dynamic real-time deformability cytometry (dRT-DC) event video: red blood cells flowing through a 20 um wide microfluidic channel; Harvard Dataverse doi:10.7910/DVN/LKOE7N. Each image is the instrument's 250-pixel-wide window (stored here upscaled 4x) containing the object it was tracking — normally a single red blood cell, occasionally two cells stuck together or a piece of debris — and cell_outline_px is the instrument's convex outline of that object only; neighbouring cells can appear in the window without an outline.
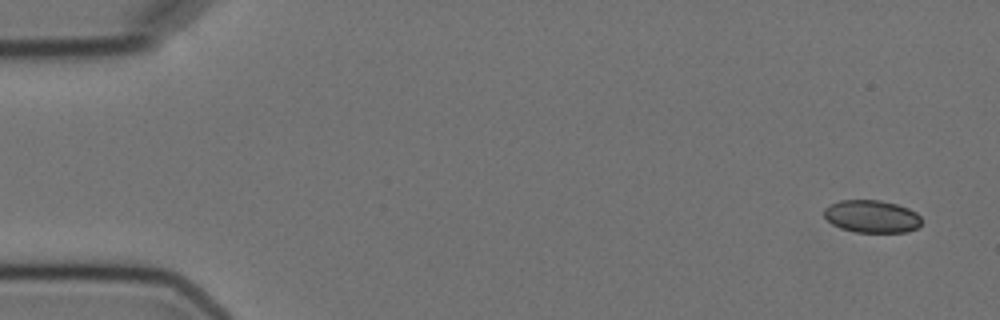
{"species": "Egyptian fruit bat (a non-hibernating species)", "species_latin": "Rousettus aegyptiacus", "temperature_condition": "cold", "stored_images_in_passage": 5, "camera_frame_rate_fps": 3000, "um_per_image_px": 0.085, "animal": {"sex": "female"}, "frame": {"image": 1, "passage_image": 1, "time_ms": 0.0, "image_size_px": [1000, 320], "cell_outline_px": [[920, 224], [916, 228], [908, 232], [856, 232], [840, 228], [832, 224], [824, 216], [824, 208], [840, 200], [880, 200], [896, 204], [908, 208], [916, 212], [920, 216]], "centroid_in_image_um": [74.09, 18.4], "position_along_channel_um": 10.9, "area_um2": 18.44}}
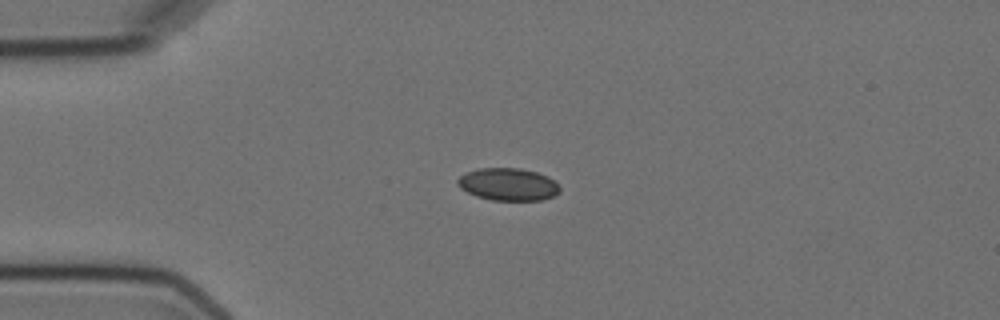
{"frame": {"image": 2, "passage_image": 4, "time_ms": 3.667, "image_size_px": [1000, 320], "cell_outline_px": [[560, 192], [552, 196], [540, 200], [492, 200], [476, 196], [460, 188], [456, 184], [456, 180], [460, 176], [468, 172], [480, 168], [520, 168], [536, 172], [548, 176], [560, 188]], "centroid_in_image_um": [43.17, 15.67], "position_along_channel_um": 41.8, "area_um2": 19.19}}